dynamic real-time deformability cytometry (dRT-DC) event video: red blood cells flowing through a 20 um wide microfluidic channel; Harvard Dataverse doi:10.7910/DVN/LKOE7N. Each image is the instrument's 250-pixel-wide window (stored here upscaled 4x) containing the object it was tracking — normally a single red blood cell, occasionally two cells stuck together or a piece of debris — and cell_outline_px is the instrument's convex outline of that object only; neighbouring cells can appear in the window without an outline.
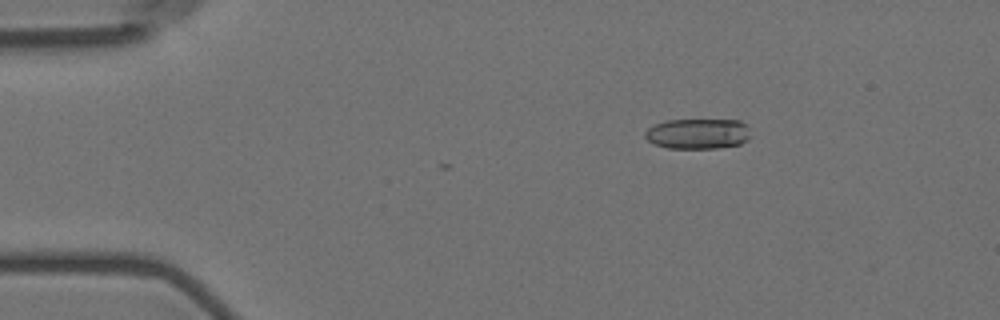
{"species": "Egyptian fruit bat (a non-hibernating species)", "species_latin": "Rousettus aegyptiacus", "temperature_condition": "room temperature", "stored_images_in_passage": 3, "camera_frame_rate_fps": 3000, "um_per_image_px": 0.085, "animal": {"sex": "female"}, "frame": {"image": 1, "passage_image": 3, "time_ms": 0.667, "image_size_px": [1000, 320], "cell_outline_px": [[748, 140], [740, 144], [716, 148], [668, 148], [652, 144], [644, 136], [644, 132], [648, 128], [656, 124], [668, 120], [740, 120], [744, 124], [748, 136]], "centroid_in_image_um": [59.26, 11.37], "position_along_channel_um": 25.7, "area_um2": 18.5}}